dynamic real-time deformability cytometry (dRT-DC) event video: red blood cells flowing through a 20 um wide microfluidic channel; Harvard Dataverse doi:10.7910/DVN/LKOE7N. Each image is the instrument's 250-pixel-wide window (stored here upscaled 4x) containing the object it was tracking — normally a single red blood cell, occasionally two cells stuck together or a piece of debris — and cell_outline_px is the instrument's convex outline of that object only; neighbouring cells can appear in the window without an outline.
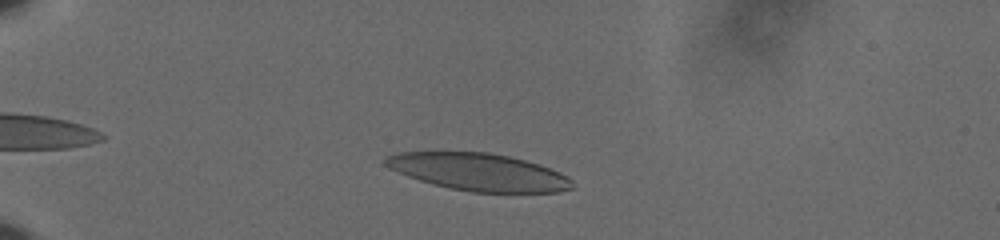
{"species": "human", "species_latin": "Homo sapiens", "temperature_condition": "cold", "stored_images_in_passage": 45, "camera_frame_rate_fps": 3000, "um_per_image_px": 0.085, "donor": {"sex": "male"}, "frame": {"image": 1, "passage_image": 3, "time_ms": 0.667, "image_size_px": [1000, 240], "cell_outline_px": [[576, 188], [556, 192], [472, 192], [432, 184], [408, 176], [388, 168], [384, 164], [384, 160], [388, 156], [396, 152], [488, 152], [508, 156], [540, 164], [560, 172], [568, 176], [572, 180]], "centroid_in_image_um": [40.72, 14.62], "position_along_channel_um": 44.3, "area_um2": 40.63}}
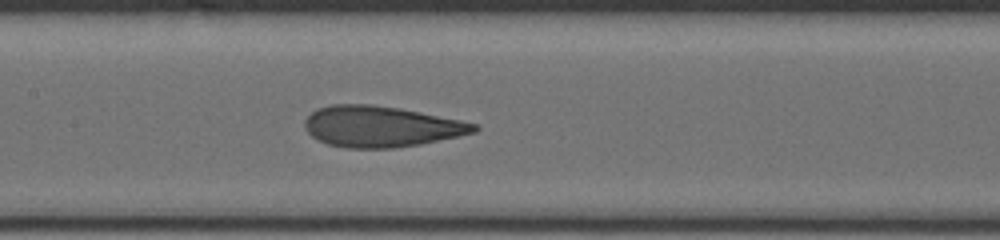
{"frame": {"image": 2, "passage_image": 18, "time_ms": 5.667, "image_size_px": [1000, 240], "cell_outline_px": [[480, 128], [476, 132], [420, 144], [392, 148], [348, 148], [328, 144], [312, 136], [304, 128], [304, 120], [316, 108], [332, 104], [372, 104], [396, 108], [460, 120], [476, 124]], "centroid_in_image_um": [32.35, 10.75], "position_along_channel_um": 175.1, "area_um2": 40.06}}
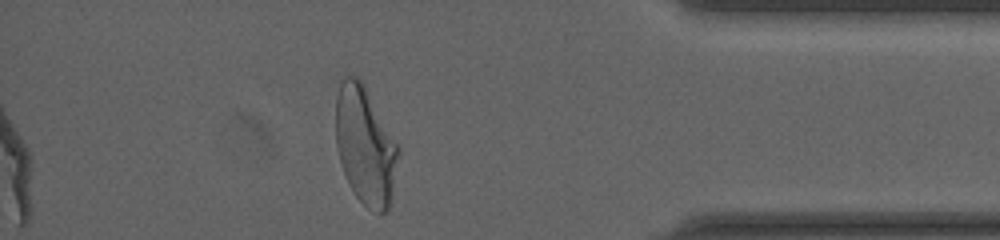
{"frame": {"image": 3, "passage_image": 39, "time_ms": 12.667, "image_size_px": [1000, 240], "cell_outline_px": [[400, 152], [392, 196], [388, 208], [380, 216], [368, 208], [356, 196], [344, 176], [336, 144], [336, 96], [340, 84], [344, 76], [356, 76], [364, 84], [400, 144]], "centroid_in_image_um": [31.08, 12.38], "position_along_channel_um": 404.1, "area_um2": 43.64}, "authors_computed_cell_mechanics": {"area_um2": 41.0958, "velocity_mm_per_s": 3.6285, "shape_relaxation_time_tau1_ms": 6.4553, "shape_relaxation_time_tau2_ms": 1.249, "deformation_change_tau1": 0.2116, "deformation_change_tau2": 0.0979}}